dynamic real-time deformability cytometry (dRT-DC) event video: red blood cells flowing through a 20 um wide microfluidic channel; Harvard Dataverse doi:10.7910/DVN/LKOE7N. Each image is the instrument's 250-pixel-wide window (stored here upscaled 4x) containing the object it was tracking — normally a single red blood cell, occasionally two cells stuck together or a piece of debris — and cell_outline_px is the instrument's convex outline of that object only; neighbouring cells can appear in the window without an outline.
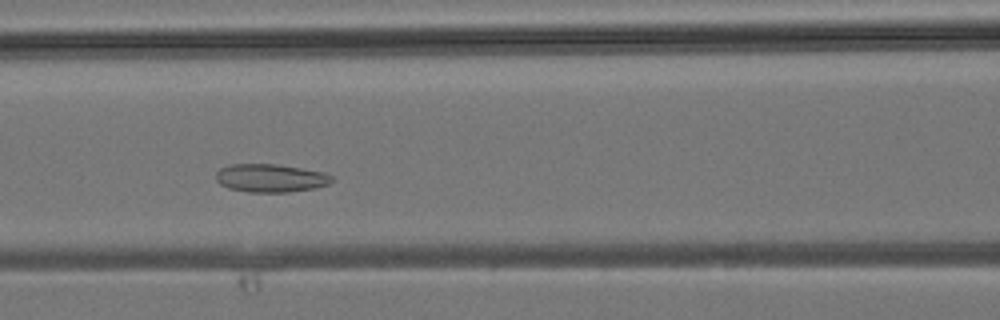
{"species": "common noctule bat (a hibernating species)", "species_latin": "Nyctalus noctula", "temperature_condition": "room temperature", "stored_images_in_passage": 35, "camera_frame_rate_fps": 3000, "um_per_image_px": 0.085, "animal": {"sex": "male", "body_mass_g": 19.2, "forearm_length_mm": 51.8}, "frame": {"image": 1, "passage_image": 12, "time_ms": 3.667, "image_size_px": [1000, 320], "cell_outline_px": [[332, 180], [328, 184], [316, 188], [288, 192], [248, 192], [228, 188], [220, 184], [216, 180], [216, 172], [220, 168], [228, 164], [276, 164], [324, 172], [332, 176]], "centroid_in_image_um": [22.97, 15.13], "position_along_channel_um": 143.6, "area_um2": 19.07}}
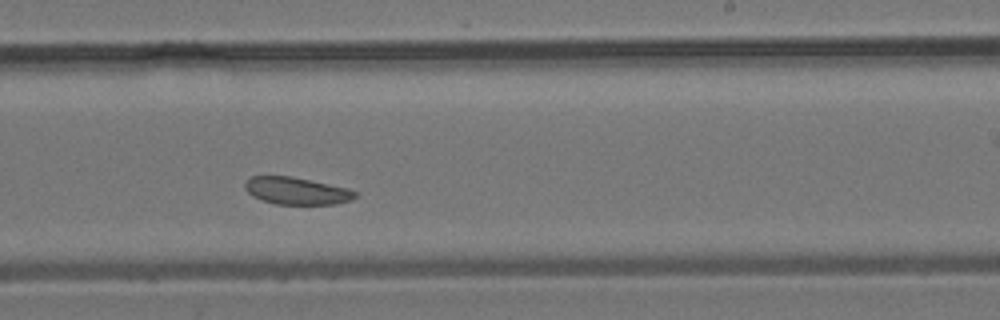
{"frame": {"image": 2, "passage_image": 19, "time_ms": 6.0, "image_size_px": [1000, 320], "cell_outline_px": [[356, 196], [352, 200], [336, 204], [276, 204], [252, 196], [244, 188], [244, 184], [252, 176], [292, 176], [348, 188], [356, 192]], "centroid_in_image_um": [25.22, 16.22], "position_along_channel_um": 263.8, "area_um2": 17.4}}
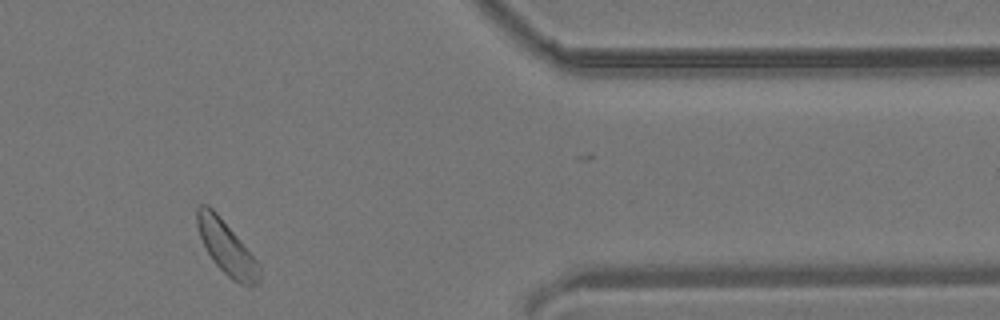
{"frame": {"image": 3, "passage_image": 28, "time_ms": 9.0, "image_size_px": [1000, 320], "cell_outline_px": [[260, 280], [256, 284], [248, 288], [232, 280], [212, 260], [200, 236], [196, 224], [196, 208], [200, 204], [208, 204], [216, 212], [260, 264]], "centroid_in_image_um": [19.26, 21.07], "position_along_channel_um": 392.1, "area_um2": 19.25}}